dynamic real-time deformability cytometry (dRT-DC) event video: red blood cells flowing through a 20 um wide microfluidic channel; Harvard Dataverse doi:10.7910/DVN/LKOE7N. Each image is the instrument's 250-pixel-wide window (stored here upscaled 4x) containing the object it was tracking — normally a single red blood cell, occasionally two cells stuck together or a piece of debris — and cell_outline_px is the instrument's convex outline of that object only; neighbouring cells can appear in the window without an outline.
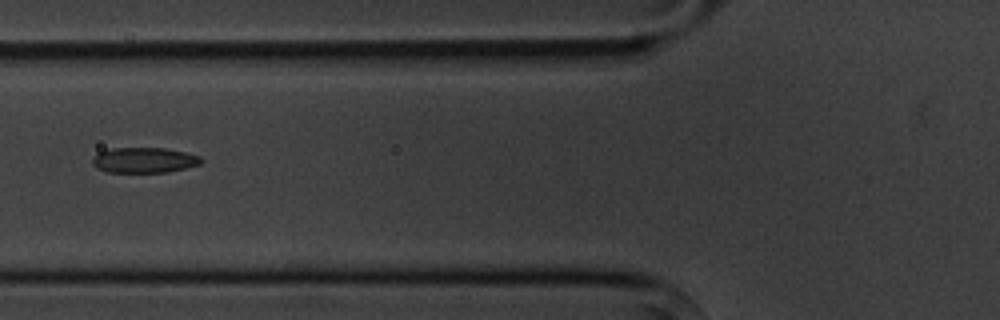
{"species": "common noctule bat (a hibernating species)", "species_latin": "Nyctalus noctula", "temperature_condition": "cold", "stored_images_in_passage": 6, "camera_frame_rate_fps": 3000, "um_per_image_px": 0.085, "animal": {"sex": "male", "body_mass_g": 20.1, "forearm_length_mm": 53.5}, "frame": {"image": 1, "passage_image": 6, "time_ms": 6.667, "image_size_px": [1000, 320], "cell_outline_px": [[200, 164], [168, 172], [108, 172], [96, 168], [92, 164], [92, 156], [100, 152], [112, 148], [164, 148], [184, 152], [200, 156]], "centroid_in_image_um": [12.2, 13.61], "position_along_channel_um": 113.6, "area_um2": 15.95}}